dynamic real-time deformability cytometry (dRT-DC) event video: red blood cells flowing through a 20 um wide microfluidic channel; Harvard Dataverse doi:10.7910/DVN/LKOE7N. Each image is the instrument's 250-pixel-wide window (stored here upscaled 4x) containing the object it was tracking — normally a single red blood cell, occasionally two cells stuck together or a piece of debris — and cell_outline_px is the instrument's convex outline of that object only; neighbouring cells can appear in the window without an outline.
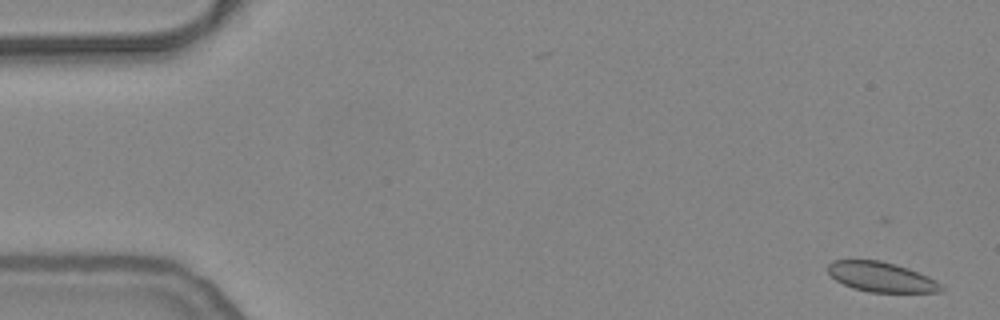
{"species": "common noctule bat (a hibernating species)", "species_latin": "Nyctalus noctula", "temperature_condition": "warm", "stored_images_in_passage": 16, "camera_frame_rate_fps": 3000, "um_per_image_px": 0.085, "animal": {"sex": "female", "body_mass_g": 24.6, "forearm_length_mm": 56.2}, "frame": {"image": 1, "passage_image": 2, "time_ms": 0.333, "image_size_px": [1000, 320], "cell_outline_px": [[944, 288], [940, 292], [868, 292], [852, 288], [836, 280], [828, 272], [828, 264], [832, 260], [880, 260], [896, 264], [908, 268], [928, 276], [936, 280]], "centroid_in_image_um": [74.91, 23.54], "position_along_channel_um": 10.1, "area_um2": 19.71}}
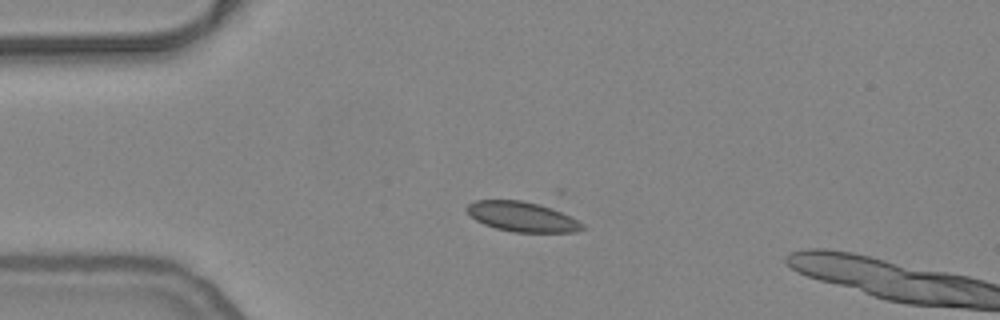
{"frame": {"image": 2, "passage_image": 13, "time_ms": 4.0, "image_size_px": [1000, 320], "cell_outline_px": [[584, 228], [576, 232], [512, 232], [496, 228], [484, 224], [476, 220], [464, 208], [468, 204], [476, 200], [520, 200], [540, 204], [552, 208], [584, 224]], "centroid_in_image_um": [44.36, 18.42], "position_along_channel_um": 40.6, "area_um2": 19.94}}